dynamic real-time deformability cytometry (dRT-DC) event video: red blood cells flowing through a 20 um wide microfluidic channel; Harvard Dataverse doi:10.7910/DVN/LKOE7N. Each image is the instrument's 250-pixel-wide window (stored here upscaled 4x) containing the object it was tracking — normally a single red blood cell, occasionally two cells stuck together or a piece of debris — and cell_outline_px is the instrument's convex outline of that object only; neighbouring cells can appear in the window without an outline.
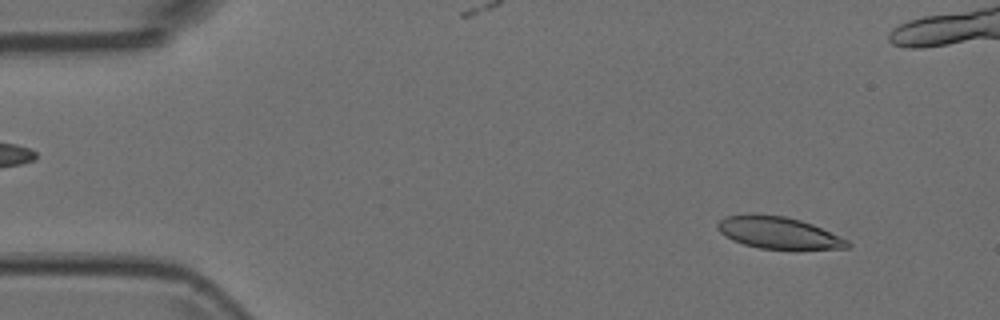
{"species": "Egyptian fruit bat (a non-hibernating species)", "species_latin": "Rousettus aegyptiacus", "temperature_condition": "room temperature", "stored_images_in_passage": 12, "camera_frame_rate_fps": 3000, "um_per_image_px": 0.085, "animal": {"sex": "female"}, "frame": {"image": 1, "passage_image": 5, "time_ms": 1.333, "image_size_px": [1000, 320], "cell_outline_px": [[852, 244], [848, 248], [796, 252], [760, 248], [744, 244], [732, 240], [724, 236], [716, 228], [716, 224], [724, 216], [744, 212], [752, 212], [784, 216], [800, 220], [812, 224], [848, 240]], "centroid_in_image_um": [66.17, 19.81], "position_along_channel_um": 18.8, "area_um2": 25.49}}